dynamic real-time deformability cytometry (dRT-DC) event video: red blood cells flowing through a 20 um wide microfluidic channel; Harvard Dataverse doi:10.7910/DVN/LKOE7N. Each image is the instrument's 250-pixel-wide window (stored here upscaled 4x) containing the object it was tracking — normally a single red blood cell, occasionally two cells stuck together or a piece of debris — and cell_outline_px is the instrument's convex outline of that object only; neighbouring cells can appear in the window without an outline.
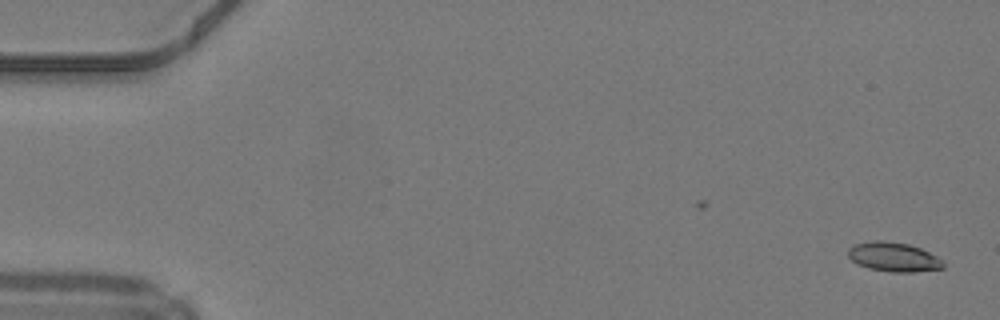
{"species": "common noctule bat (a hibernating species)", "species_latin": "Nyctalus noctula", "temperature_condition": "warm", "stored_images_in_passage": 43, "camera_frame_rate_fps": 3000, "um_per_image_px": 0.085, "animal": {"sex": "male", "body_mass_g": 19.2, "forearm_length_mm": 51.8}, "frame": {"image": 1, "passage_image": 1, "time_ms": 0.0, "image_size_px": [1000, 320], "cell_outline_px": [[944, 268], [912, 272], [892, 272], [868, 268], [856, 264], [848, 256], [848, 248], [856, 244], [872, 240], [884, 240], [908, 244], [920, 248], [944, 260]], "centroid_in_image_um": [75.95, 21.84], "position_along_channel_um": 9.1, "area_um2": 16.3}}
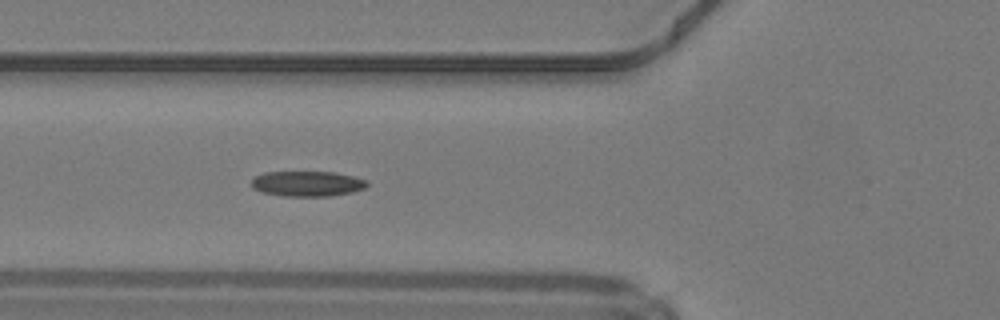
{"frame": {"image": 2, "passage_image": 18, "time_ms": 5.667, "image_size_px": [1000, 320], "cell_outline_px": [[368, 184], [364, 188], [352, 192], [328, 196], [284, 196], [260, 192], [252, 188], [252, 180], [256, 176], [264, 172], [336, 172], [368, 180]], "centroid_in_image_um": [26.11, 15.61], "position_along_channel_um": 99.7, "area_um2": 17.05}}
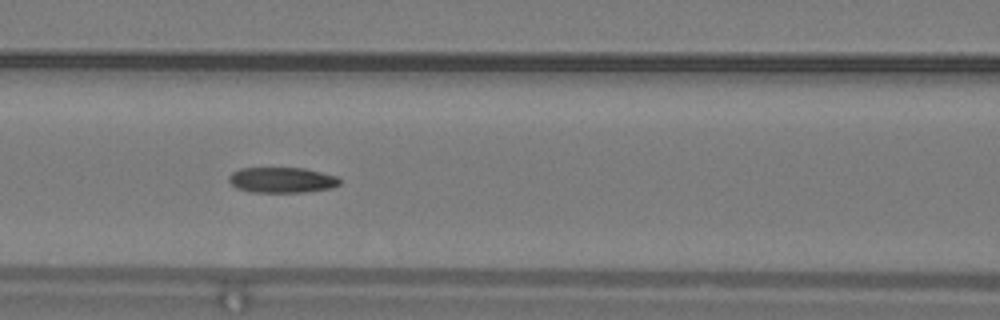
{"frame": {"image": 3, "passage_image": 21, "time_ms": 6.667, "image_size_px": [1000, 320], "cell_outline_px": [[340, 184], [332, 188], [304, 192], [252, 192], [236, 188], [228, 180], [228, 176], [232, 172], [240, 168], [304, 168], [340, 176]], "centroid_in_image_um": [23.99, 15.3], "position_along_channel_um": 142.6, "area_um2": 16.65}, "authors_computed_cell_mechanics": {"area_um2": 16.6464, "velocity_mm_per_s": 4.2315, "shape_relaxation_time_tau1_ms": null, "shape_relaxation_time_tau2_ms": 2.9012, "deformation_change_tau1": null, "deformation_change_tau2": 0.0909}}